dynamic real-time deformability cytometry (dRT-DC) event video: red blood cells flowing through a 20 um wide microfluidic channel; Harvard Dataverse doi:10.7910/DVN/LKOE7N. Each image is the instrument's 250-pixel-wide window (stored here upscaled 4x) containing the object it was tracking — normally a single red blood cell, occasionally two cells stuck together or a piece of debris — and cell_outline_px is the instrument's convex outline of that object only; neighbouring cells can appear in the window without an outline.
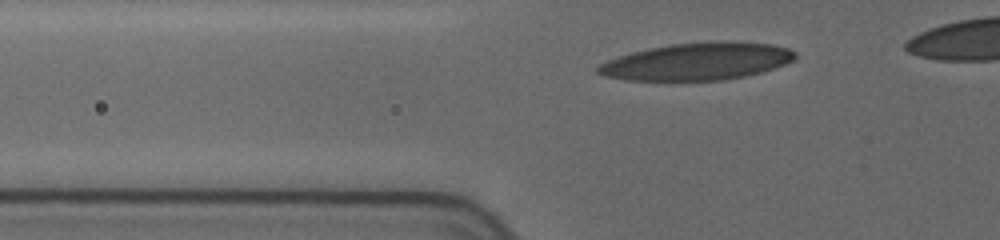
{"species": "human", "species_latin": "Homo sapiens", "temperature_condition": "cold", "stored_images_in_passage": 37, "camera_frame_rate_fps": 3000, "um_per_image_px": 0.085, "donor": {"sex": "female"}, "frame": {"image": 1, "passage_image": 4, "time_ms": 1.333, "image_size_px": [1000, 240], "cell_outline_px": [[796, 56], [792, 60], [784, 64], [760, 72], [744, 76], [724, 80], [628, 80], [604, 76], [596, 72], [596, 68], [600, 64], [608, 60], [632, 52], [648, 48], [672, 44], [724, 40], [772, 44], [788, 48], [796, 52]], "centroid_in_image_um": [59.26, 5.21], "position_along_channel_um": 66.5, "area_um2": 42.66}}
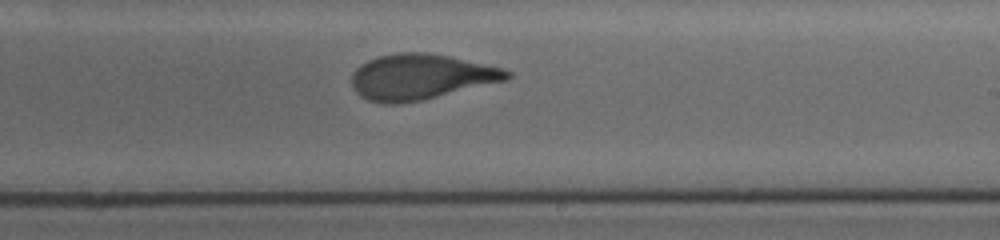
{"frame": {"image": 2, "passage_image": 23, "time_ms": 6.667, "image_size_px": [1000, 240], "cell_outline_px": [[512, 76], [508, 80], [420, 100], [400, 104], [384, 104], [368, 100], [360, 96], [352, 88], [352, 72], [360, 64], [368, 60], [380, 56], [400, 52], [424, 52], [448, 56], [504, 68], [512, 72]], "centroid_in_image_um": [35.75, 6.53], "position_along_channel_um": 253.3, "area_um2": 41.15}}
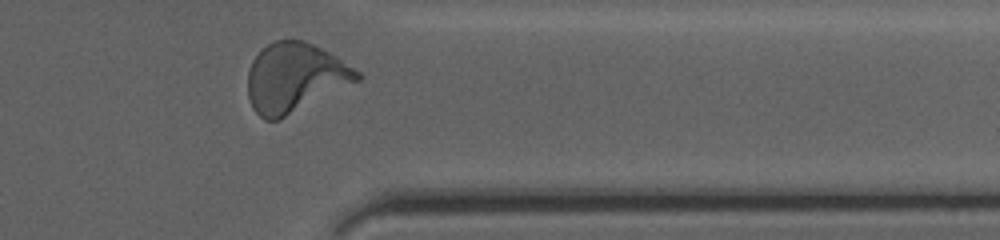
{"frame": {"image": 3, "passage_image": 36, "time_ms": 10.333, "image_size_px": [1000, 240], "cell_outline_px": [[360, 80], [280, 120], [264, 120], [252, 108], [248, 96], [248, 72], [252, 60], [268, 44], [276, 40], [304, 40], [336, 56], [360, 72]], "centroid_in_image_um": [25.05, 6.62], "position_along_channel_um": 386.3, "area_um2": 43.87}, "authors_computed_cell_mechanics": {"area_um2": 41.1536, "velocity_mm_per_s": 3.68, "shape_relaxation_time_tau1_ms": 4.6965, "shape_relaxation_time_tau2_ms": 0.8957, "deformation_change_tau1": 0.2042, "deformation_change_tau2": 0.0806}}